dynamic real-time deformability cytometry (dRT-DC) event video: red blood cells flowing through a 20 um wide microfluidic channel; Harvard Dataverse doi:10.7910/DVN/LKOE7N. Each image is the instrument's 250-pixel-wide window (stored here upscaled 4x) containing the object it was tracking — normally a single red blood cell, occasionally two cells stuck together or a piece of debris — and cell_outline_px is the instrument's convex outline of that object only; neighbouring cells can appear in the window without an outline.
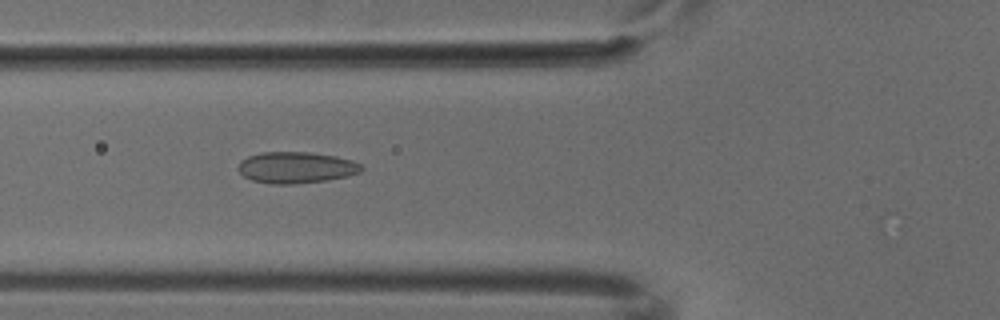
{"species": "common noctule bat (a hibernating species)", "species_latin": "Nyctalus noctula", "temperature_condition": "cold", "stored_images_in_passage": 4, "camera_frame_rate_fps": 3000, "um_per_image_px": 0.085, "animal": {"sex": "male", "body_mass_g": 18.8}, "frame": {"image": 1, "passage_image": 4, "time_ms": 1.0, "image_size_px": [1000, 320], "cell_outline_px": [[364, 168], [360, 172], [348, 176], [324, 180], [292, 184], [272, 184], [252, 180], [244, 176], [240, 172], [240, 160], [248, 156], [260, 152], [308, 152], [336, 156], [352, 160], [360, 164]], "centroid_in_image_um": [25.18, 14.23], "position_along_channel_um": 100.6, "area_um2": 22.37}}